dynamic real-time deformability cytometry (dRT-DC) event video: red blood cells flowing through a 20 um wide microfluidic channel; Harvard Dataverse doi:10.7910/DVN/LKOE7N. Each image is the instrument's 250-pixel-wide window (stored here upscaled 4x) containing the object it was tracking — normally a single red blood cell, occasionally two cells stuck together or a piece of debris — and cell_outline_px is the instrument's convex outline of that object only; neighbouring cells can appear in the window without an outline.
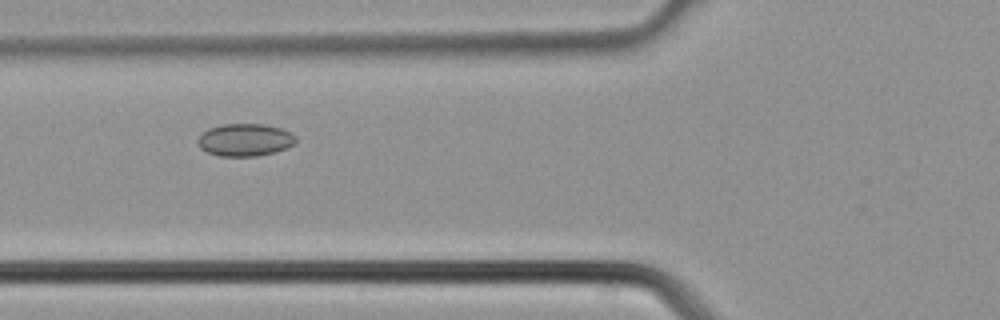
{"species": "common noctule bat (a hibernating species)", "species_latin": "Nyctalus noctula", "temperature_condition": "cold", "stored_images_in_passage": 3, "camera_frame_rate_fps": 3000, "um_per_image_px": 0.085, "animal": {"sex": "male", "body_mass_g": 21.5, "forearm_length_mm": 52.0}, "frame": {"image": 1, "passage_image": 3, "time_ms": 0.667, "image_size_px": [1000, 320], "cell_outline_px": [[296, 144], [276, 152], [256, 156], [220, 156], [208, 152], [200, 148], [196, 140], [208, 128], [224, 124], [264, 124], [280, 128], [296, 136]], "centroid_in_image_um": [20.83, 11.89], "position_along_channel_um": 105.0, "area_um2": 18.55}}